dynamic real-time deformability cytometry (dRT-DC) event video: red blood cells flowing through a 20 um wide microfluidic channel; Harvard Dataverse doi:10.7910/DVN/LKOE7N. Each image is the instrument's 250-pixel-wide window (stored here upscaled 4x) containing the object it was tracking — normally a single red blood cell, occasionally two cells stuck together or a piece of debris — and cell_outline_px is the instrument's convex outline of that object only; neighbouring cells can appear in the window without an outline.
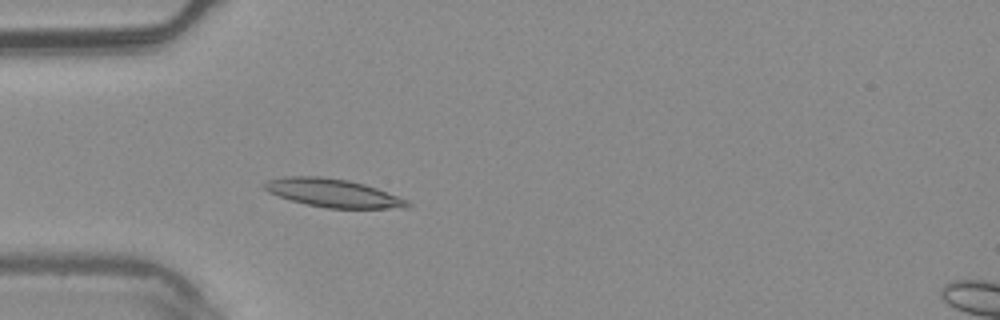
{"species": "common noctule bat (a hibernating species)", "species_latin": "Nyctalus noctula", "temperature_condition": "warm", "stored_images_in_passage": 4, "camera_frame_rate_fps": 3000, "um_per_image_px": 0.085, "animal": {"sex": "male", "body_mass_g": 20.4}, "frame": {"image": 1, "passage_image": 4, "time_ms": 1.0, "image_size_px": [1000, 320], "cell_outline_px": [[412, 204], [408, 208], [328, 208], [304, 204], [268, 192], [260, 184], [268, 180], [284, 176], [320, 176], [348, 180], [364, 184], [376, 188], [408, 200]], "centroid_in_image_um": [28.29, 16.4], "position_along_channel_um": 56.7, "area_um2": 23.52}}